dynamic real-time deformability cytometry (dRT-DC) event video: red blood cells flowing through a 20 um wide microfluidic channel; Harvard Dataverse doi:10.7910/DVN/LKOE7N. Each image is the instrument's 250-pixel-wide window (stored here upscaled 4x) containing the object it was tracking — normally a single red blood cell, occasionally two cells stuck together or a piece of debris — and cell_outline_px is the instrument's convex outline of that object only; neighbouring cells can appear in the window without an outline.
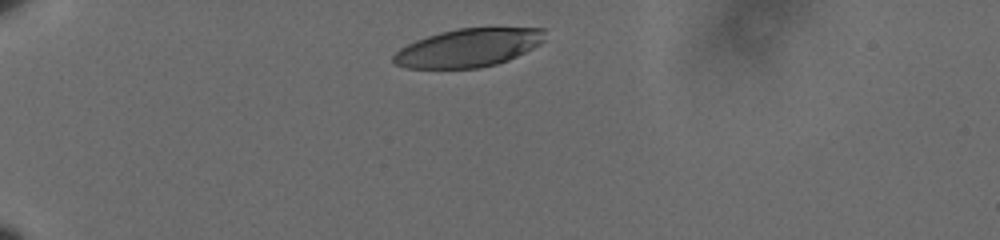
{"species": "human", "species_latin": "Homo sapiens", "temperature_condition": "cold", "stored_images_in_passage": 37, "camera_frame_rate_fps": 3000, "um_per_image_px": 0.085, "donor": {"sex": "male"}, "frame": {"image": 1, "passage_image": 1, "time_ms": 0.0, "image_size_px": [1000, 240], "cell_outline_px": [[544, 40], [540, 44], [508, 60], [496, 64], [480, 68], [408, 68], [392, 64], [392, 56], [400, 48], [416, 40], [440, 32], [460, 28], [544, 28]], "centroid_in_image_um": [39.77, 4.07], "position_along_channel_um": 45.2, "area_um2": 33.58}}
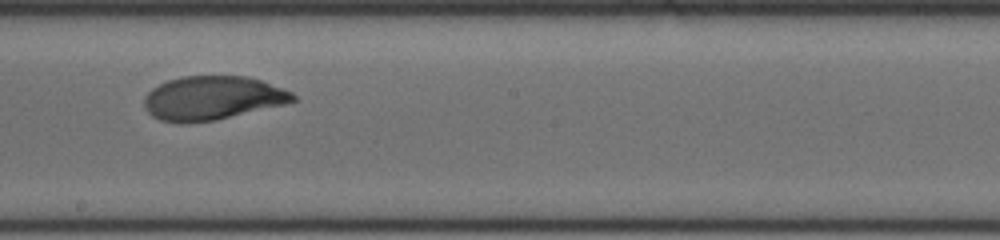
{"frame": {"image": 2, "passage_image": 21, "time_ms": 6.667, "image_size_px": [1000, 240], "cell_outline_px": [[296, 100], [284, 104], [216, 120], [160, 120], [152, 116], [144, 108], [144, 96], [152, 88], [168, 80], [184, 76], [248, 76], [284, 88], [292, 92], [296, 96]], "centroid_in_image_um": [18.08, 8.29], "position_along_channel_um": 230.1, "area_um2": 37.28}}
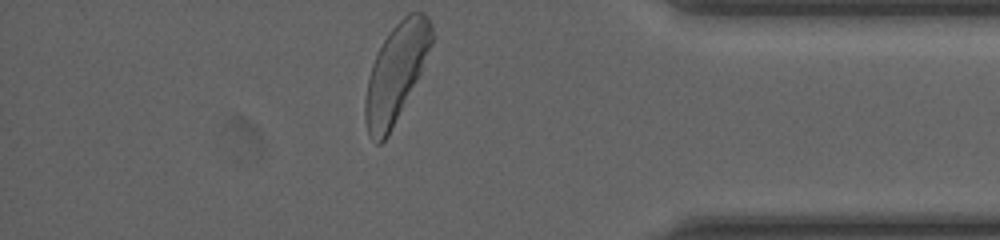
{"frame": {"image": 3, "passage_image": 37, "time_ms": 12.0, "image_size_px": [1000, 240], "cell_outline_px": [[436, 36], [420, 72], [388, 136], [380, 144], [376, 144], [368, 132], [364, 120], [364, 100], [368, 76], [372, 64], [388, 32], [408, 12], [424, 12], [428, 16], [432, 24]], "centroid_in_image_um": [33.67, 6.15], "position_along_channel_um": 401.5, "area_um2": 37.63}, "authors_computed_cell_mechanics": {"area_um2": 37.6856, "velocity_mm_per_s": 3.573, "shape_relaxation_time_tau1_ms": 3.0305, "shape_relaxation_time_tau2_ms": 1.3729, "deformation_change_tau1": 0.1591, "deformation_change_tau2": 0.056}}